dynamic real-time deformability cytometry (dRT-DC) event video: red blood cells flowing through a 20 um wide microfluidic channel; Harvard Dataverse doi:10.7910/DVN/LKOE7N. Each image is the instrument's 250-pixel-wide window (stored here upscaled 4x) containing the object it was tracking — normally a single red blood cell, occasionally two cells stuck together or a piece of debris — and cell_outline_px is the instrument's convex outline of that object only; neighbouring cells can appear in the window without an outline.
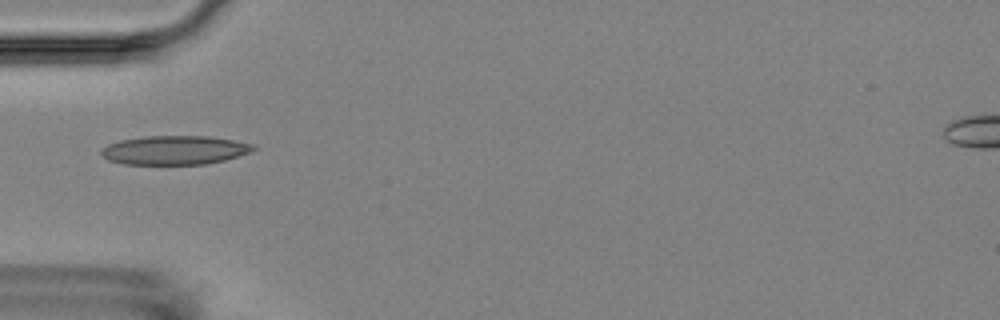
{"species": "Egyptian fruit bat (a non-hibernating species)", "species_latin": "Rousettus aegyptiacus", "temperature_condition": "room temperature", "stored_images_in_passage": 4, "camera_frame_rate_fps": 3000, "um_per_image_px": 0.085, "animal": {"sex": "female"}, "frame": {"image": 1, "passage_image": 2, "time_ms": 1.0, "image_size_px": [1000, 320], "cell_outline_px": [[256, 148], [252, 152], [224, 160], [204, 164], [124, 164], [108, 160], [100, 152], [100, 148], [108, 144], [120, 140], [144, 136], [208, 136], [256, 144]], "centroid_in_image_um": [14.85, 12.75], "position_along_channel_um": 70.2, "area_um2": 25.72}}
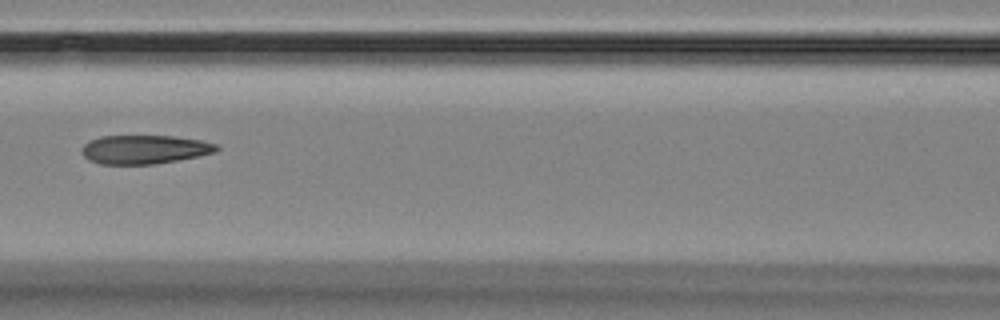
{"frame": {"image": 2, "passage_image": 4, "time_ms": 3.333, "image_size_px": [1000, 320], "cell_outline_px": [[220, 148], [216, 152], [156, 164], [100, 164], [88, 160], [80, 152], [80, 148], [84, 144], [100, 136], [172, 136], [200, 140], [216, 144]], "centroid_in_image_um": [12.24, 12.7], "position_along_channel_um": 154.4, "area_um2": 22.54}}